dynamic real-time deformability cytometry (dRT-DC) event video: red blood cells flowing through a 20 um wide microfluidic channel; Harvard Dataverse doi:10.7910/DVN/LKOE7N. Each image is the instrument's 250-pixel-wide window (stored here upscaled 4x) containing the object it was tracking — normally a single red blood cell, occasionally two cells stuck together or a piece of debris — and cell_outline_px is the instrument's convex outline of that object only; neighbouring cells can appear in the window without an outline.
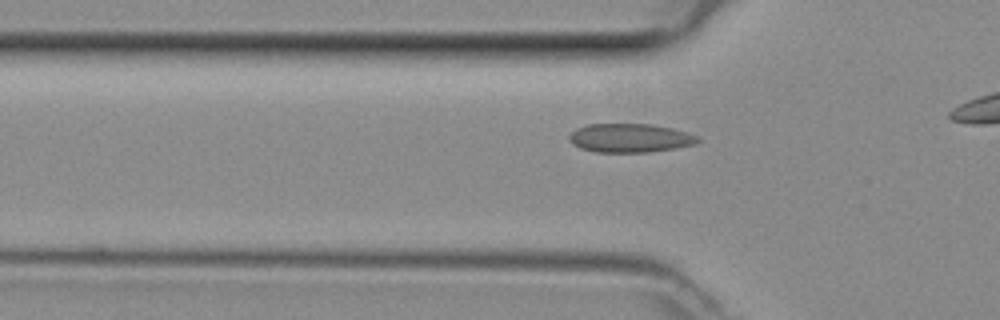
{"species": "common noctule bat (a hibernating species)", "species_latin": "Nyctalus noctula", "temperature_condition": "room temperature", "stored_images_in_passage": 20, "camera_frame_rate_fps": 3000, "um_per_image_px": 0.085, "animal": {"sex": "female", "body_mass_g": 29.2, "forearm_length_mm": 56.3}, "frame": {"image": 1, "passage_image": 6, "time_ms": 1.667, "image_size_px": [1000, 320], "cell_outline_px": [[700, 140], [696, 144], [676, 148], [648, 152], [596, 152], [580, 148], [572, 144], [568, 140], [568, 136], [576, 128], [588, 124], [652, 124], [672, 128], [688, 132], [696, 136]], "centroid_in_image_um": [53.53, 11.73], "position_along_channel_um": 72.3, "area_um2": 21.68}}
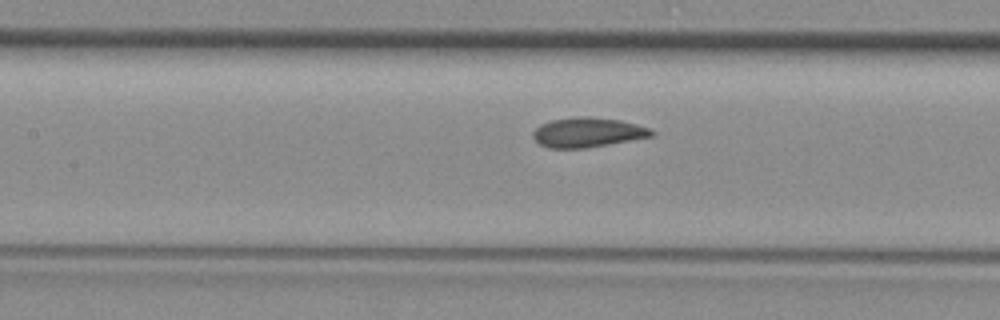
{"frame": {"image": 2, "passage_image": 12, "time_ms": 3.667, "image_size_px": [1000, 320], "cell_outline_px": [[656, 132], [652, 136], [608, 144], [584, 148], [548, 148], [540, 144], [532, 136], [532, 132], [540, 124], [552, 120], [576, 116], [588, 116], [620, 120], [636, 124], [648, 128]], "centroid_in_image_um": [49.92, 11.24], "position_along_channel_um": 157.5, "area_um2": 20.4}}
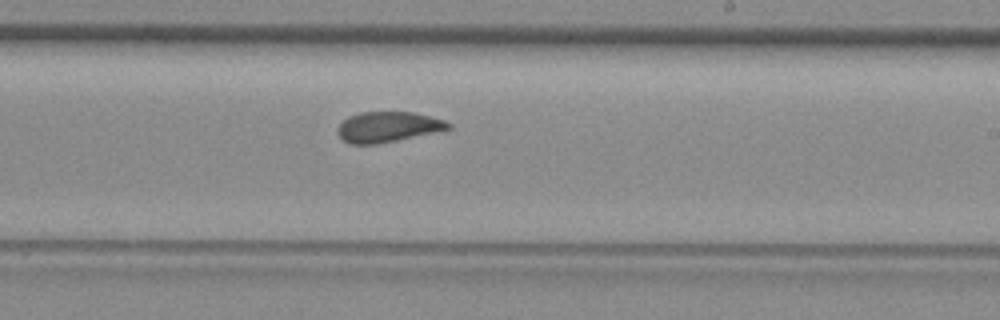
{"frame": {"image": 3, "passage_image": 19, "time_ms": 6.0, "image_size_px": [1000, 320], "cell_outline_px": [[452, 128], [396, 140], [376, 144], [348, 144], [340, 136], [340, 124], [348, 116], [360, 112], [412, 112], [432, 116], [444, 120], [452, 124]], "centroid_in_image_um": [33.0, 10.77], "position_along_channel_um": 256.0, "area_um2": 19.31}}